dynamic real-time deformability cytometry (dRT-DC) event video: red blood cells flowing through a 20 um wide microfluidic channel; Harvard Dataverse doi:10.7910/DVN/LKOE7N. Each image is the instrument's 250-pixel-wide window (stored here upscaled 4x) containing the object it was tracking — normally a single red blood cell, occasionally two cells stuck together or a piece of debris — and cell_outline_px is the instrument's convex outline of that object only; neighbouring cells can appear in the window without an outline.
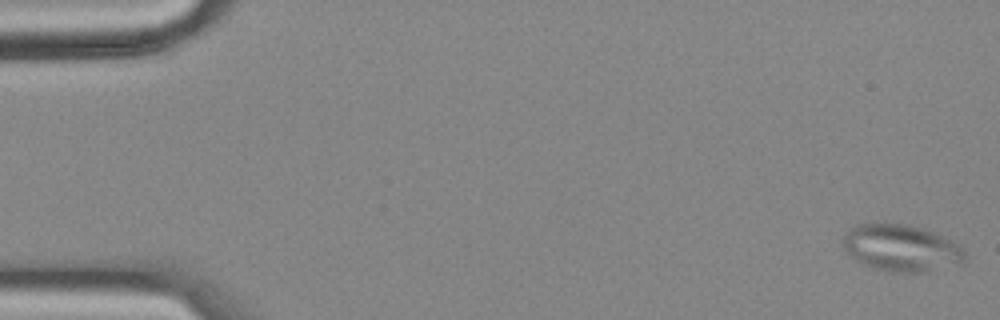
{"species": "common noctule bat (a hibernating species)", "species_latin": "Nyctalus noctula", "temperature_condition": "cold", "stored_images_in_passage": 57, "camera_frame_rate_fps": 3000, "um_per_image_px": 0.085, "animal": {"sex": "female", "body_mass_g": 18.4}, "frame": {"image": 1, "passage_image": 1, "time_ms": 0.0, "image_size_px": [1000, 320], "cell_outline_px": [[964, 264], [920, 272], [892, 272], [872, 268], [856, 260], [844, 248], [844, 236], [856, 224], [908, 224], [944, 236], [964, 248]], "centroid_in_image_um": [76.65, 21.09], "position_along_channel_um": 8.4, "area_um2": 32.89}}
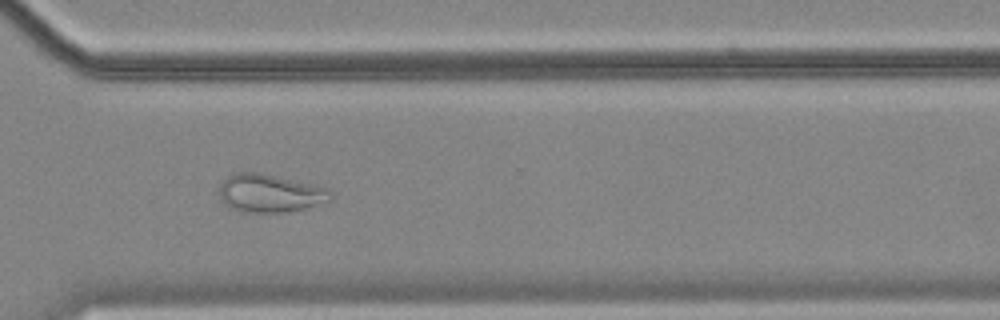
{"frame": {"image": 2, "passage_image": 42, "time_ms": 13.667, "image_size_px": [1000, 320], "cell_outline_px": [[332, 200], [304, 208], [288, 212], [240, 212], [228, 208], [220, 200], [220, 184], [228, 176], [236, 172], [260, 172], [312, 184], [328, 188], [332, 192]], "centroid_in_image_um": [22.92, 16.43], "position_along_channel_um": 347.7, "area_um2": 24.91}}
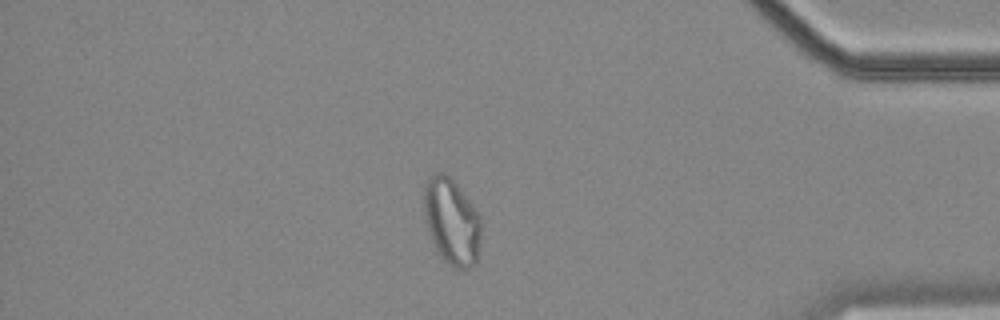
{"frame": {"image": 3, "passage_image": 49, "time_ms": 16.0, "image_size_px": [1000, 320], "cell_outline_px": [[480, 240], [476, 264], [472, 268], [456, 268], [448, 264], [444, 260], [436, 248], [432, 240], [428, 228], [424, 212], [424, 184], [436, 172], [440, 172], [448, 176], [456, 184], [472, 204], [480, 216]], "centroid_in_image_um": [38.4, 18.85], "position_along_channel_um": 396.8, "area_um2": 28.32}, "authors_computed_cell_mechanics": {"area_um2": 28.322, "velocity_mm_per_s": 3.4891, "shape_relaxation_time_tau1_ms": null, "shape_relaxation_time_tau2_ms": 2.64, "deformation_change_tau1": null, "deformation_change_tau2": 0.086}}